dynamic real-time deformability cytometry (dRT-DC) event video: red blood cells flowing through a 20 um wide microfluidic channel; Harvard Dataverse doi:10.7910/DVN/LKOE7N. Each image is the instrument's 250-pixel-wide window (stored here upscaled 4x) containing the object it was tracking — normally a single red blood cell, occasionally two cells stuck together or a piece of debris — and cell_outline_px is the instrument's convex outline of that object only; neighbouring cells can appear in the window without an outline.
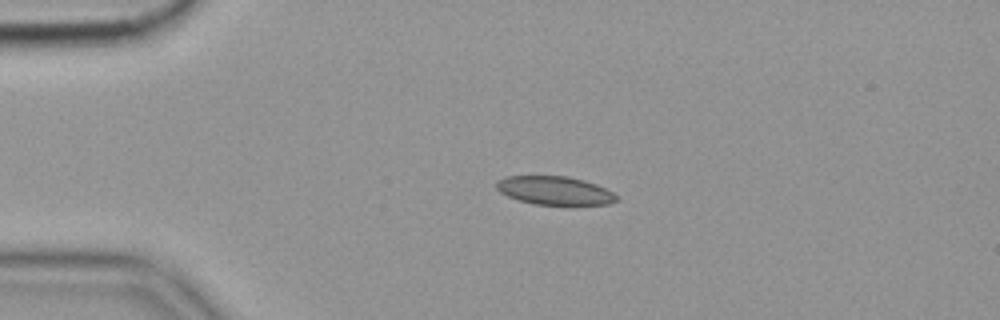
{"species": "common noctule bat (a hibernating species)", "species_latin": "Nyctalus noctula", "temperature_condition": "cold", "stored_images_in_passage": 25, "camera_frame_rate_fps": 3000, "um_per_image_px": 0.085, "animal": {"sex": "female", "body_mass_g": 19.9}, "frame": {"image": 1, "passage_image": 1, "time_ms": 0.0, "image_size_px": [1000, 320], "cell_outline_px": [[620, 200], [608, 204], [536, 204], [520, 200], [508, 196], [500, 192], [496, 188], [496, 184], [504, 176], [568, 176], [584, 180], [596, 184], [612, 192]], "centroid_in_image_um": [47.15, 16.18], "position_along_channel_um": 37.8, "area_um2": 19.65}}
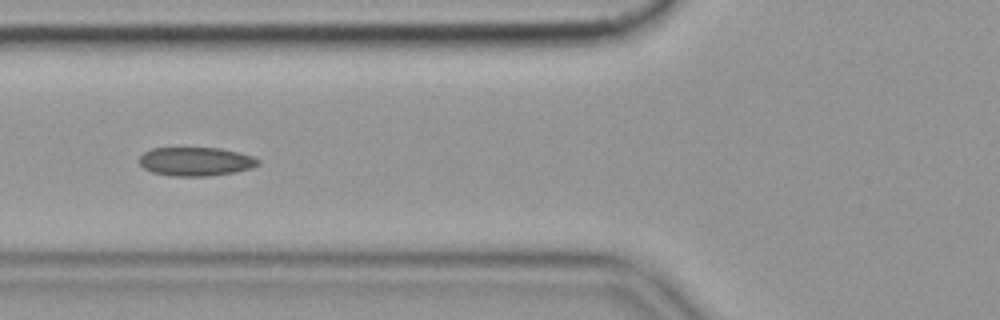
{"frame": {"image": 2, "passage_image": 10, "time_ms": 3.0, "image_size_px": [1000, 320], "cell_outline_px": [[260, 164], [252, 168], [236, 172], [208, 176], [168, 176], [152, 172], [144, 168], [140, 164], [140, 156], [144, 152], [152, 148], [220, 148], [252, 156], [260, 160]], "centroid_in_image_um": [16.64, 13.74], "position_along_channel_um": 109.2, "area_um2": 19.94}}
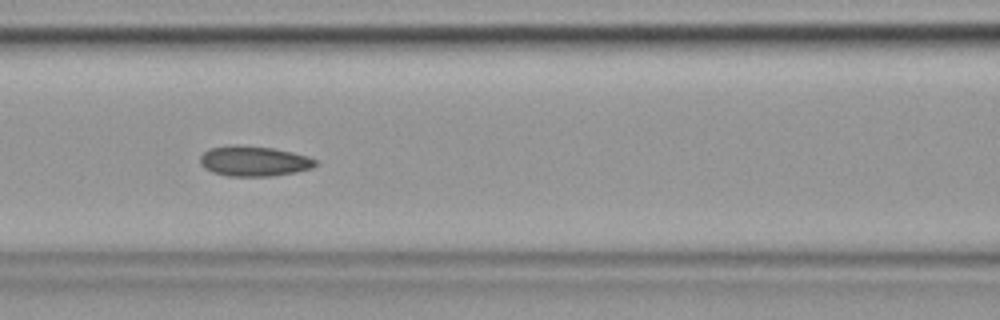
{"frame": {"image": 3, "passage_image": 13, "time_ms": 4.0, "image_size_px": [1000, 320], "cell_outline_px": [[316, 164], [312, 168], [296, 172], [272, 176], [228, 176], [212, 172], [204, 168], [200, 164], [200, 156], [208, 148], [272, 148], [292, 152], [308, 156], [316, 160]], "centroid_in_image_um": [21.61, 13.75], "position_along_channel_um": 145.0, "area_um2": 19.48}}